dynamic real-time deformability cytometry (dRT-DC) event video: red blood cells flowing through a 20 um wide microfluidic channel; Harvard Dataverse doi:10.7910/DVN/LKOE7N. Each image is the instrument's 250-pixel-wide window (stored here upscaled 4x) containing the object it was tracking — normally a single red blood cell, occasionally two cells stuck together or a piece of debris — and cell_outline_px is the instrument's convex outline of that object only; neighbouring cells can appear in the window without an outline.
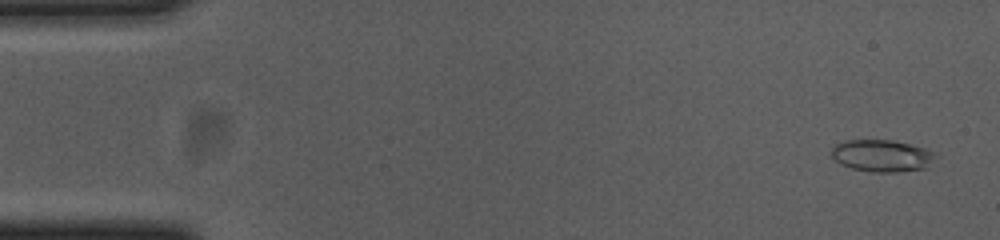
{"species": "common noctule bat (a hibernating species)", "species_latin": "Nyctalus noctula", "temperature_condition": "cold", "stored_images_in_passage": 55, "camera_frame_rate_fps": 3000, "um_per_image_px": 0.085, "animal": {"sex": "female", "body_mass_g": 23.0, "forearm_length_mm": 53.4}, "frame": {"image": 1, "passage_image": 3, "time_ms": 0.667, "image_size_px": [1000, 240], "cell_outline_px": [[936, 156], [928, 168], [896, 172], [872, 172], [852, 168], [840, 164], [832, 156], [832, 148], [836, 144], [844, 140], [892, 140], [924, 148], [936, 152]], "centroid_in_image_um": [74.98, 13.24], "position_along_channel_um": 10.0, "area_um2": 19.42}}
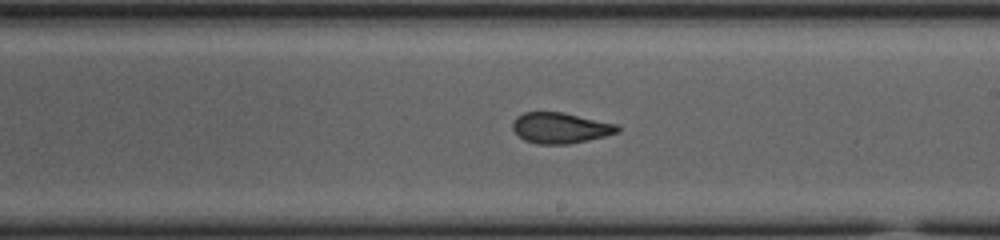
{"frame": {"image": 2, "passage_image": 32, "time_ms": 10.333, "image_size_px": [1000, 240], "cell_outline_px": [[620, 132], [588, 140], [568, 144], [536, 144], [524, 140], [512, 128], [512, 124], [516, 116], [524, 112], [564, 112], [620, 124]], "centroid_in_image_um": [47.67, 10.86], "position_along_channel_um": 241.3, "area_um2": 19.02}}
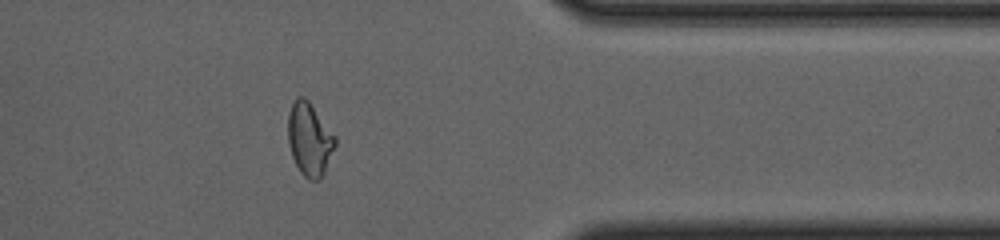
{"frame": {"image": 3, "passage_image": 45, "time_ms": 14.667, "image_size_px": [1000, 240], "cell_outline_px": [[336, 144], [324, 172], [320, 180], [308, 180], [300, 172], [292, 156], [288, 144], [288, 112], [296, 96], [304, 96], [308, 100], [336, 136]], "centroid_in_image_um": [26.3, 11.82], "position_along_channel_um": 385.1, "area_um2": 20.11}, "authors_computed_cell_mechanics": {"area_um2": 19.4208, "velocity_mm_per_s": 3.6997, "shape_relaxation_time_tau1_ms": null, "shape_relaxation_time_tau2_ms": 1.3774, "deformation_change_tau1": null, "deformation_change_tau2": 0.067}}